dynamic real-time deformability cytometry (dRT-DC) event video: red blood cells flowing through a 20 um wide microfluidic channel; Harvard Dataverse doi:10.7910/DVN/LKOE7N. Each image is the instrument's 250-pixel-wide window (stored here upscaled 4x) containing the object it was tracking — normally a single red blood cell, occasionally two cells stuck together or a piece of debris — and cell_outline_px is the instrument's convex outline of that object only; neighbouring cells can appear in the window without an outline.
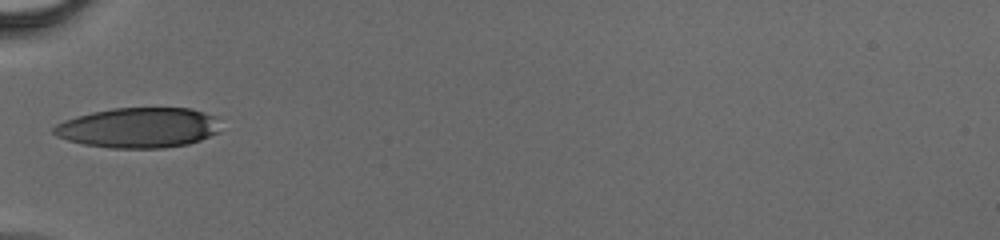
{"species": "human", "species_latin": "Homo sapiens", "temperature_condition": "cold", "stored_images_in_passage": 30, "camera_frame_rate_fps": 3000, "um_per_image_px": 0.085, "donor": {"sex": "male"}, "frame": {"image": 1, "passage_image": 1, "time_ms": 0.0, "image_size_px": [1000, 240], "cell_outline_px": [[220, 132], [200, 140], [188, 144], [164, 148], [112, 148], [84, 144], [68, 140], [56, 136], [52, 132], [52, 128], [56, 124], [64, 120], [76, 116], [92, 112], [112, 108], [192, 108], [216, 116]], "centroid_in_image_um": [11.78, 10.85], "position_along_channel_um": 73.2, "area_um2": 39.25}}
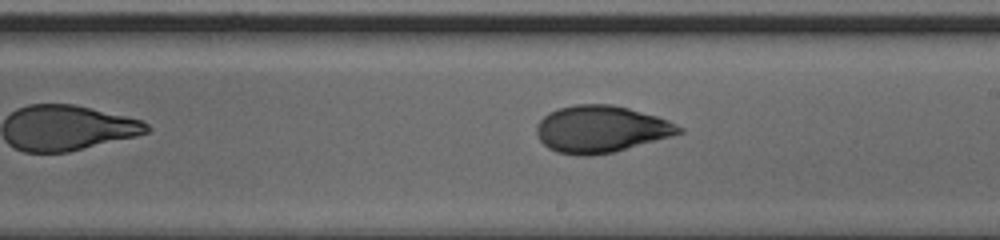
{"frame": {"image": 2, "passage_image": 12, "time_ms": 3.667, "image_size_px": [1000, 240], "cell_outline_px": [[684, 132], [672, 136], [612, 152], [588, 156], [580, 156], [556, 152], [548, 148], [540, 140], [536, 132], [536, 124], [548, 112], [560, 108], [576, 104], [612, 104], [628, 108], [656, 116], [668, 120], [684, 128]], "centroid_in_image_um": [51.07, 10.97], "position_along_channel_um": 237.9, "area_um2": 38.84}}
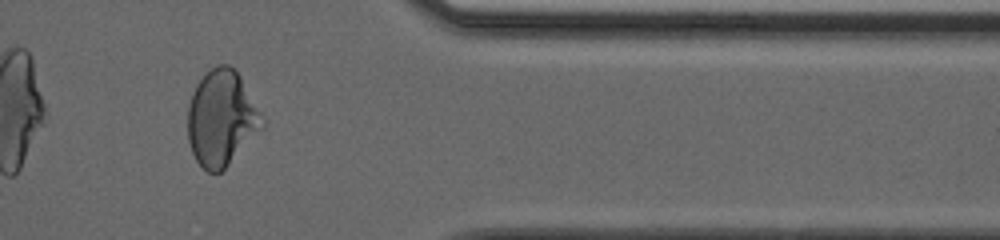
{"frame": {"image": 3, "passage_image": 23, "time_ms": 7.333, "image_size_px": [1000, 240], "cell_outline_px": [[264, 124], [228, 164], [220, 172], [208, 172], [196, 160], [192, 152], [188, 140], [188, 104], [192, 92], [196, 84], [212, 68], [220, 64], [228, 64], [240, 76], [260, 112]], "centroid_in_image_um": [18.78, 10.03], "position_along_channel_um": 392.6, "area_um2": 40.46}}